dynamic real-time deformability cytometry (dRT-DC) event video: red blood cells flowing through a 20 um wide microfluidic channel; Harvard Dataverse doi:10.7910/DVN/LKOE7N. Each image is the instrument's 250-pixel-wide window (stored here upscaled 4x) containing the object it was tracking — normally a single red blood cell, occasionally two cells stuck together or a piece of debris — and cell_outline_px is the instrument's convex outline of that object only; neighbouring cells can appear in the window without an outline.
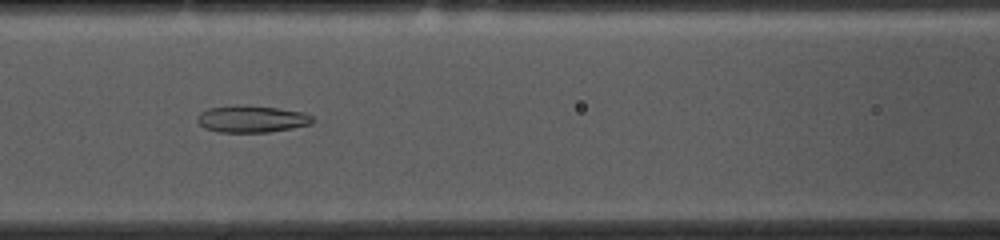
{"species": "common noctule bat (a hibernating species)", "species_latin": "Nyctalus noctula", "temperature_condition": "cold", "stored_images_in_passage": 53, "camera_frame_rate_fps": 3000, "um_per_image_px": 0.085, "animal": {"sex": "female", "body_mass_g": 10.0, "forearm_length_mm": 53.1}, "frame": {"image": 1, "passage_image": 21, "time_ms": 6.667, "image_size_px": [1000, 240], "cell_outline_px": [[316, 120], [312, 124], [292, 128], [268, 132], [220, 132], [204, 128], [196, 120], [196, 116], [200, 112], [208, 108], [280, 108], [304, 112], [312, 116]], "centroid_in_image_um": [21.45, 10.16], "position_along_channel_um": 145.1, "area_um2": 17.34}}
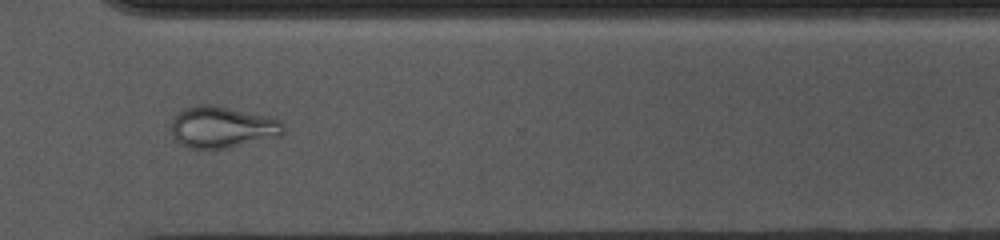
{"frame": {"image": 2, "passage_image": 38, "time_ms": 12.333, "image_size_px": [1000, 240], "cell_outline_px": [[284, 136], [228, 148], [192, 148], [180, 144], [172, 136], [172, 120], [184, 108], [200, 104], [212, 104], [268, 116], [280, 120], [284, 124]], "centroid_in_image_um": [18.94, 10.81], "position_along_channel_um": 351.7, "area_um2": 27.28}}
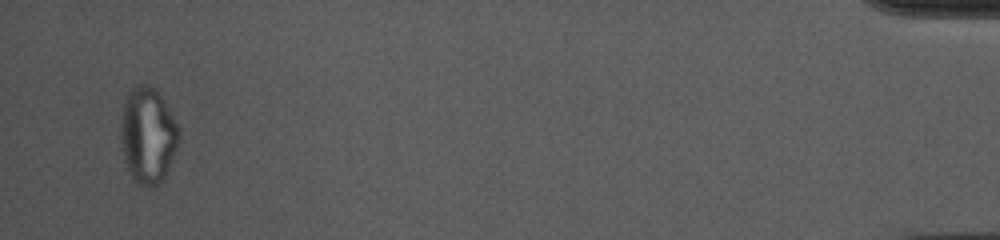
{"frame": {"image": 3, "passage_image": 51, "time_ms": 16.667, "image_size_px": [1000, 240], "cell_outline_px": [[180, 140], [164, 176], [156, 184], [140, 184], [132, 176], [128, 168], [124, 156], [120, 140], [120, 124], [124, 100], [128, 92], [136, 84], [152, 84], [156, 88], [168, 108], [180, 132]], "centroid_in_image_um": [12.55, 11.41], "position_along_channel_um": 422.7, "area_um2": 32.08}, "authors_computed_cell_mechanics": {"area_um2": 22.7732, "velocity_mm_per_s": 3.66, "shape_relaxation_time_tau1_ms": null, "shape_relaxation_time_tau2_ms": 1.8814, "deformation_change_tau1": null, "deformation_change_tau2": 0.0909}}